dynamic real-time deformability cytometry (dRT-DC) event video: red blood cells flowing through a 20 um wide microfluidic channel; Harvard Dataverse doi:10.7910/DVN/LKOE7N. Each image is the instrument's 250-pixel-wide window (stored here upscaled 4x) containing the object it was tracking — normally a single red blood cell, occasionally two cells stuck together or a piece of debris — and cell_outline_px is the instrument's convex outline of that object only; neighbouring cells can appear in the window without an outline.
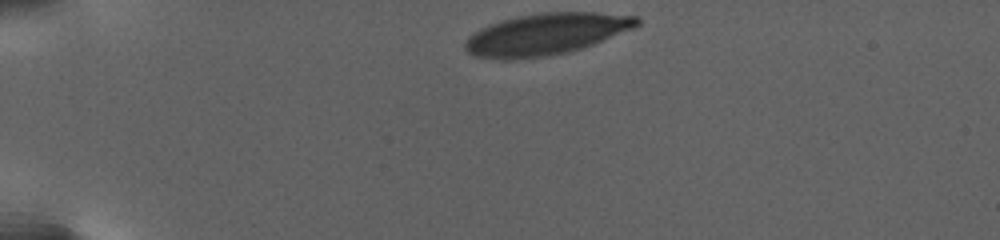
{"species": "human", "species_latin": "Homo sapiens", "temperature_condition": "warm", "stored_images_in_passage": 5, "camera_frame_rate_fps": 3000, "um_per_image_px": 0.085, "donor": {"sex": "female"}, "frame": {"image": 1, "passage_image": 1, "time_ms": 0.0, "image_size_px": [1000, 240], "cell_outline_px": [[640, 24], [636, 28], [592, 44], [568, 52], [544, 56], [476, 56], [468, 52], [464, 48], [464, 44], [468, 36], [480, 28], [488, 24], [500, 20], [516, 16], [540, 12], [596, 12], [636, 16], [640, 20]], "centroid_in_image_um": [46.48, 2.83], "position_along_channel_um": 38.5, "area_um2": 40.69}}
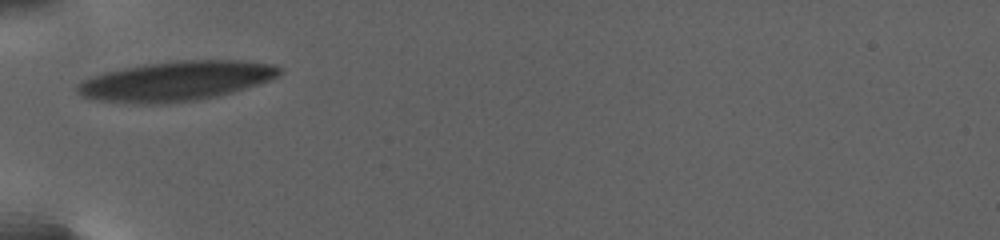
{"frame": {"image": 2, "passage_image": 4, "time_ms": 3.333, "image_size_px": [1000, 240], "cell_outline_px": [[284, 72], [280, 76], [272, 80], [260, 84], [232, 92], [216, 96], [196, 100], [160, 104], [136, 104], [100, 100], [80, 96], [76, 92], [76, 84], [92, 76], [104, 72], [144, 64], [176, 60], [244, 60], [276, 64], [284, 68]], "centroid_in_image_um": [15.03, 6.88], "position_along_channel_um": 70.0, "area_um2": 47.28}}